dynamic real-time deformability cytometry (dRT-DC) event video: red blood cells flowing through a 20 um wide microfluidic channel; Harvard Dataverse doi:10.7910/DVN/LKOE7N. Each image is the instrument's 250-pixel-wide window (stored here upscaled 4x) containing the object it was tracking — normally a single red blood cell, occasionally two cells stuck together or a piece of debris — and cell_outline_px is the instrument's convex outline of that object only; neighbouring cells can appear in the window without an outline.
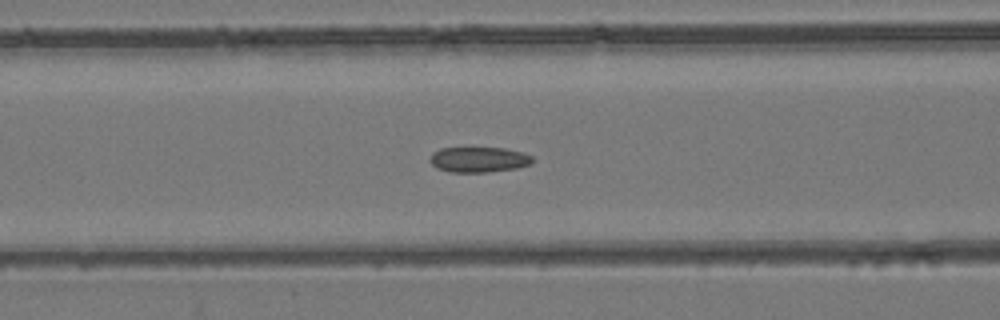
{"species": "common noctule bat (a hibernating species)", "species_latin": "Nyctalus noctula", "temperature_condition": "room temperature", "stored_images_in_passage": 41, "camera_frame_rate_fps": 3000, "um_per_image_px": 0.085, "animal": {"sex": "female", "body_mass_g": 24.6, "forearm_length_mm": 56.2}, "frame": {"image": 1, "passage_image": 22, "time_ms": 7.0, "image_size_px": [1000, 320], "cell_outline_px": [[532, 164], [516, 168], [488, 172], [452, 172], [436, 168], [428, 160], [432, 152], [440, 148], [504, 148], [524, 152], [532, 156]], "centroid_in_image_um": [40.68, 13.56], "position_along_channel_um": 125.9, "area_um2": 15.26}}
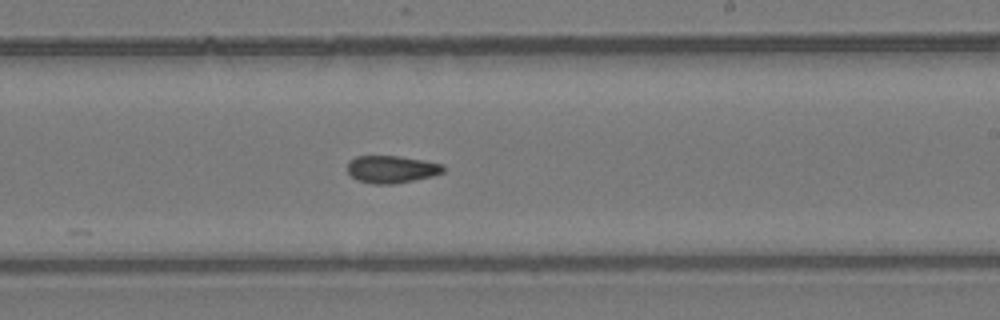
{"frame": {"image": 2, "passage_image": 32, "time_ms": 10.333, "image_size_px": [1000, 320], "cell_outline_px": [[444, 172], [432, 176], [392, 184], [376, 184], [360, 180], [352, 176], [348, 172], [348, 160], [356, 156], [396, 156], [424, 160], [444, 164]], "centroid_in_image_um": [33.3, 14.37], "position_along_channel_um": 255.7, "area_um2": 15.14}}
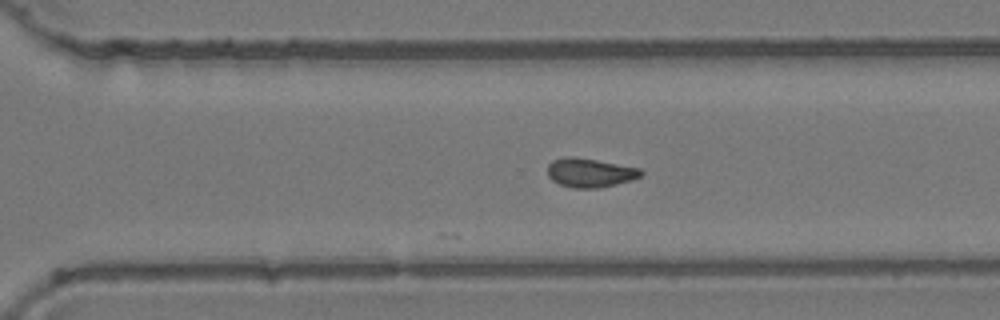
{"frame": {"image": 3, "passage_image": 37, "time_ms": 12.0, "image_size_px": [1000, 320], "cell_outline_px": [[644, 172], [640, 176], [632, 180], [596, 188], [572, 188], [560, 184], [552, 180], [548, 176], [548, 164], [552, 160], [568, 156], [572, 156], [596, 160], [640, 168]], "centroid_in_image_um": [50.13, 14.67], "position_along_channel_um": 320.5, "area_um2": 15.66}, "authors_computed_cell_mechanics": {"area_um2": 15.7794, "velocity_mm_per_s": 3.8931, "shape_relaxation_time_tau1_ms": null, "shape_relaxation_time_tau2_ms": 4.0007, "deformation_change_tau1": null, "deformation_change_tau2": 0.1006}}